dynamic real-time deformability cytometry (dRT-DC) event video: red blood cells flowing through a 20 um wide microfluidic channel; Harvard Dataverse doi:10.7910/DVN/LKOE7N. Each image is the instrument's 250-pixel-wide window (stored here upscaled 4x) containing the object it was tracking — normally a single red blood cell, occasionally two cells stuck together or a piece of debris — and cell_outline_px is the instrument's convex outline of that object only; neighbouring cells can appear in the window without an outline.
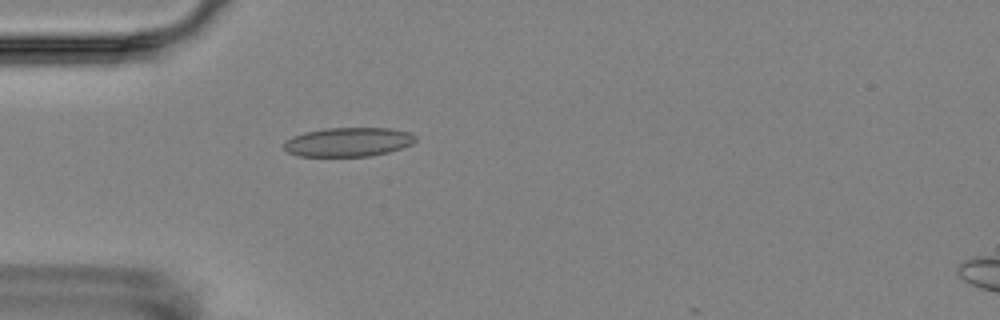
{"species": "Egyptian fruit bat (a non-hibernating species)", "species_latin": "Rousettus aegyptiacus", "temperature_condition": "room temperature", "stored_images_in_passage": 4, "camera_frame_rate_fps": 3000, "um_per_image_px": 0.085, "animal": {"sex": "female"}, "frame": {"image": 1, "passage_image": 3, "time_ms": 2.333, "image_size_px": [1000, 320], "cell_outline_px": [[416, 140], [412, 144], [388, 152], [372, 156], [300, 156], [288, 152], [284, 148], [284, 140], [292, 136], [304, 132], [324, 128], [392, 128], [412, 132], [416, 136]], "centroid_in_image_um": [29.61, 12.06], "position_along_channel_um": 55.4, "area_um2": 22.48}}